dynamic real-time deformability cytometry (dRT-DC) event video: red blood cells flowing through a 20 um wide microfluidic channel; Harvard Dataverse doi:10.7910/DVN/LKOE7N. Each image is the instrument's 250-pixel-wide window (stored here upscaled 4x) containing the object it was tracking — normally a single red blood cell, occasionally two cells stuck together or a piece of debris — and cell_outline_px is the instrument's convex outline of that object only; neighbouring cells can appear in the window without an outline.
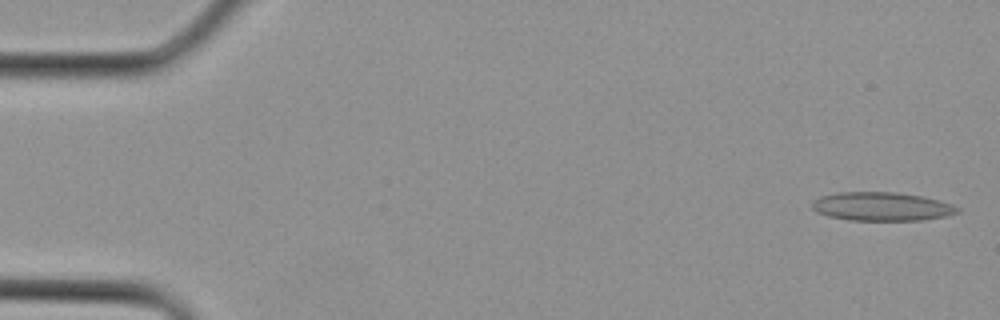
{"species": "Egyptian fruit bat (a non-hibernating species)", "species_latin": "Rousettus aegyptiacus", "temperature_condition": "cold", "stored_images_in_passage": 5, "camera_frame_rate_fps": 3000, "um_per_image_px": 0.085, "animal": {"sex": "female"}, "frame": {"image": 1, "passage_image": 1, "time_ms": 0.0, "image_size_px": [1000, 320], "cell_outline_px": [[960, 212], [948, 216], [924, 220], [848, 220], [828, 216], [816, 212], [812, 208], [812, 200], [820, 196], [836, 192], [896, 192], [924, 196], [940, 200], [952, 204], [960, 208]], "centroid_in_image_um": [74.96, 17.55], "position_along_channel_um": 10.0, "area_um2": 24.62}}